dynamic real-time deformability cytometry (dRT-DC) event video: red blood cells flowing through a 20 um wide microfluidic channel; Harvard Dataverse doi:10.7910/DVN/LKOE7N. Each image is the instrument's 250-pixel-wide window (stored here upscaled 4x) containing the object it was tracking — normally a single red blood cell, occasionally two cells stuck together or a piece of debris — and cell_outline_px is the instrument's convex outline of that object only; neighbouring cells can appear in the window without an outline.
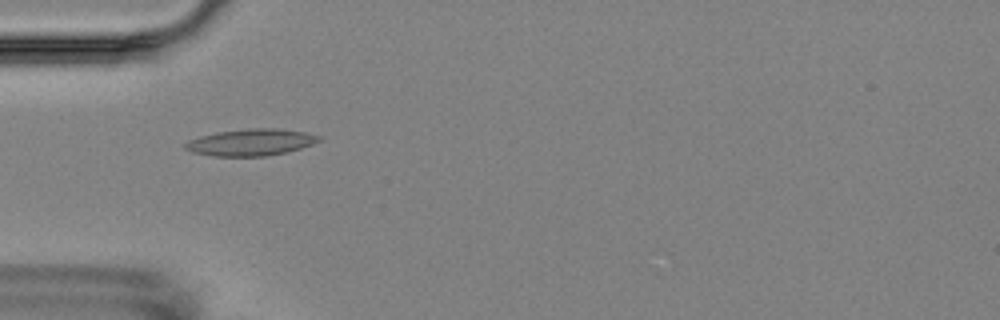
{"species": "Egyptian fruit bat (a non-hibernating species)", "species_latin": "Rousettus aegyptiacus", "temperature_condition": "room temperature", "stored_images_in_passage": 4, "camera_frame_rate_fps": 3000, "um_per_image_px": 0.085, "animal": {"sex": "female"}, "frame": {"image": 1, "passage_image": 3, "time_ms": 3.333, "image_size_px": [1000, 320], "cell_outline_px": [[320, 140], [312, 144], [300, 148], [284, 152], [264, 156], [212, 156], [192, 152], [184, 148], [184, 144], [188, 140], [200, 136], [216, 132], [248, 128], [280, 128], [304, 132], [320, 136]], "centroid_in_image_um": [21.28, 12.09], "position_along_channel_um": 63.7, "area_um2": 20.75}}
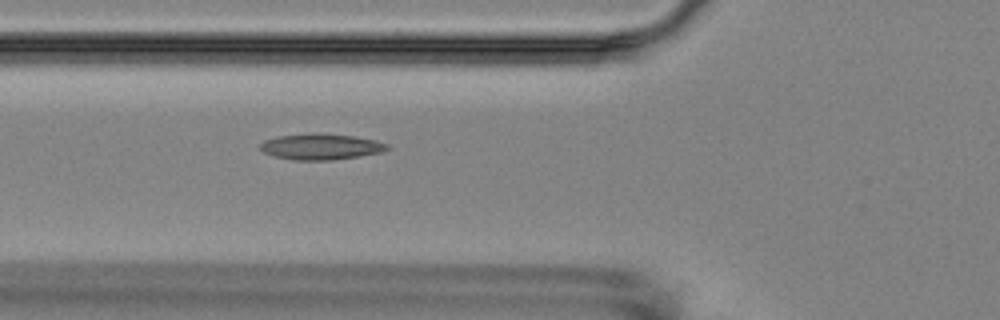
{"frame": {"image": 2, "passage_image": 4, "time_ms": 4.333, "image_size_px": [1000, 320], "cell_outline_px": [[388, 148], [380, 152], [360, 156], [332, 160], [292, 160], [276, 156], [264, 152], [260, 148], [260, 144], [264, 140], [276, 136], [312, 132], [356, 136], [376, 140], [388, 144]], "centroid_in_image_um": [27.26, 12.45], "position_along_channel_um": 98.5, "area_um2": 19.31}}